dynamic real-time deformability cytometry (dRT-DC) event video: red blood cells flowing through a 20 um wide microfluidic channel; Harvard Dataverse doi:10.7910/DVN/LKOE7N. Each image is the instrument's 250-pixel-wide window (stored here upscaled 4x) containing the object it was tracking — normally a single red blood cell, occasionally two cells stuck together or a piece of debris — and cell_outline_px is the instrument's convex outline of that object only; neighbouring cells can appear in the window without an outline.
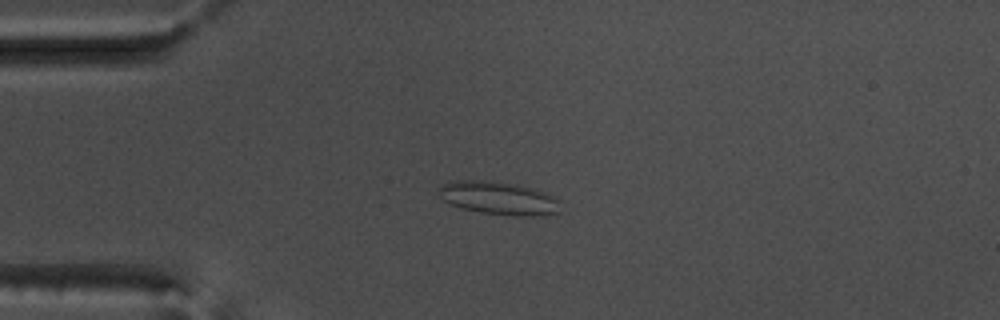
{"species": "common noctule bat (a hibernating species)", "species_latin": "Nyctalus noctula", "temperature_condition": "warm", "stored_images_in_passage": 50, "camera_frame_rate_fps": 3000, "um_per_image_px": 0.085, "animal": {"sex": "male", "body_mass_g": 17.5, "forearm_length_mm": 52.3}, "frame": {"image": 1, "passage_image": 9, "time_ms": 2.667, "image_size_px": [1000, 320], "cell_outline_px": [[560, 212], [544, 216], [516, 216], [480, 212], [460, 208], [444, 200], [440, 196], [440, 188], [444, 184], [452, 180], [488, 180], [520, 184], [552, 196], [560, 200]], "centroid_in_image_um": [42.43, 16.84], "position_along_channel_um": 42.6, "area_um2": 23.58}}
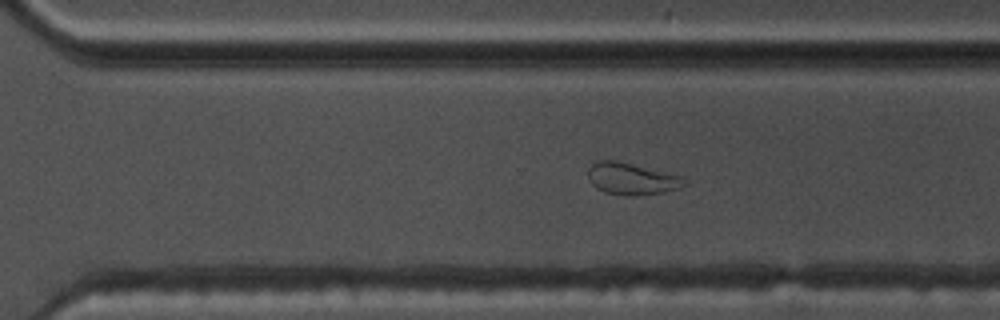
{"frame": {"image": 2, "passage_image": 33, "time_ms": 10.667, "image_size_px": [1000, 320], "cell_outline_px": [[688, 184], [680, 188], [660, 192], [636, 196], [632, 196], [604, 192], [596, 188], [588, 180], [588, 168], [596, 160], [616, 160], [684, 176], [688, 180]], "centroid_in_image_um": [53.71, 15.19], "position_along_channel_um": 316.9, "area_um2": 18.09}}
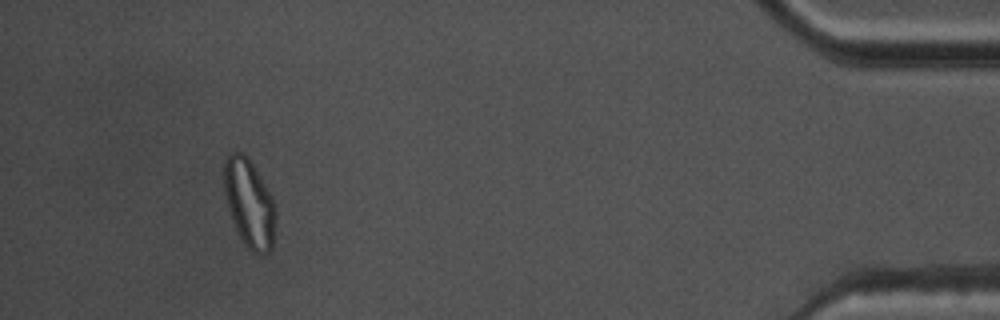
{"frame": {"image": 3, "passage_image": 46, "time_ms": 15.0, "image_size_px": [1000, 320], "cell_outline_px": [[276, 220], [272, 248], [264, 256], [260, 256], [252, 252], [244, 244], [236, 232], [224, 196], [224, 164], [228, 152], [244, 152], [248, 156], [276, 204]], "centroid_in_image_um": [21.19, 17.31], "position_along_channel_um": 414.0, "area_um2": 27.05}, "authors_computed_cell_mechanics": {"area_um2": 21.0681, "velocity_mm_per_s": 3.7231, "shape_relaxation_time_tau1_ms": null, "shape_relaxation_time_tau2_ms": 1.3439, "deformation_change_tau1": null, "deformation_change_tau2": 0.0831}}